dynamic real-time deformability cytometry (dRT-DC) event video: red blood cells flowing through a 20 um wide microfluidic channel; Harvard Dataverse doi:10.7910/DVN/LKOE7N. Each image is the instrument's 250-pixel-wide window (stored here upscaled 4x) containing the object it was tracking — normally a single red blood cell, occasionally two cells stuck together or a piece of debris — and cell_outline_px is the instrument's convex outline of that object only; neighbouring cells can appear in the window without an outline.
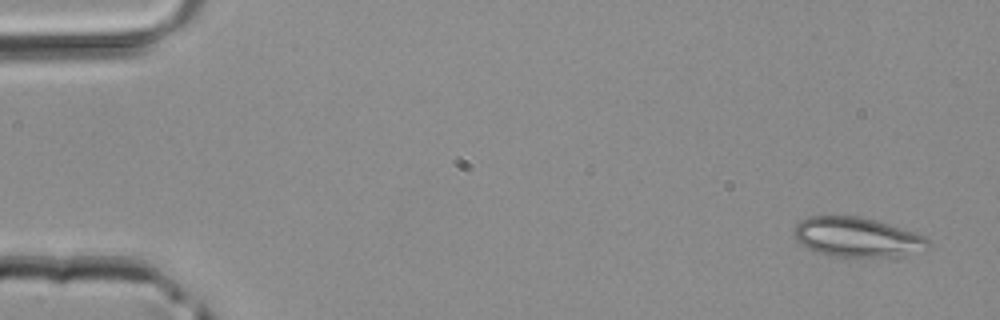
{"species": "common noctule bat (a hibernating species)", "species_latin": "Nyctalus noctula", "temperature_condition": "room temperature", "stored_images_in_passage": 3, "camera_frame_rate_fps": 3000, "um_per_image_px": 0.085, "animal": {"sex": "male", "body_mass_g": 20.4}, "frame": {"image": 1, "passage_image": 1, "time_ms": 0.0, "image_size_px": [1000, 320], "cell_outline_px": [[932, 244], [924, 252], [904, 256], [852, 260], [832, 256], [808, 248], [796, 240], [792, 232], [796, 224], [800, 220], [808, 216], [856, 216], [876, 220], [916, 232], [924, 236]], "centroid_in_image_um": [72.92, 20.21], "position_along_channel_um": 12.1, "area_um2": 32.19}}